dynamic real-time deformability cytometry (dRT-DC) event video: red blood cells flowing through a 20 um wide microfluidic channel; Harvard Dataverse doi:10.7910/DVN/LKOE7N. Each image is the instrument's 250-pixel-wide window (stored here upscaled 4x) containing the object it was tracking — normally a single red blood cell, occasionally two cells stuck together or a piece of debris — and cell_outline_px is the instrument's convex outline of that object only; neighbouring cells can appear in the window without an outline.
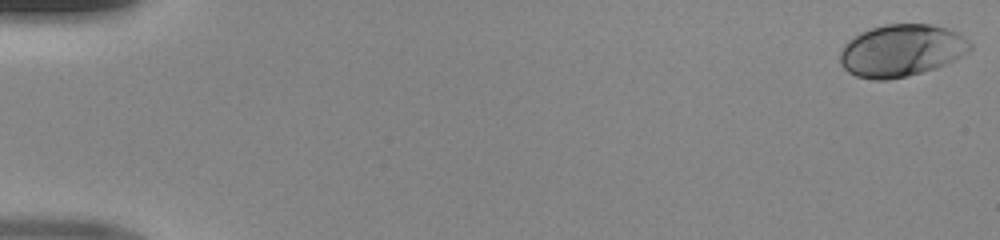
{"species": "human", "species_latin": "Homo sapiens", "temperature_condition": "room temperature", "stored_images_in_passage": 49, "camera_frame_rate_fps": 3000, "um_per_image_px": 0.085, "donor": {"sex": "male"}, "frame": {"image": 1, "passage_image": 1, "time_ms": 0.0, "image_size_px": [1000, 240], "cell_outline_px": [[972, 48], [968, 52], [936, 68], [908, 76], [888, 80], [872, 80], [856, 76], [848, 72], [840, 64], [840, 48], [848, 40], [860, 32], [884, 24], [932, 24], [948, 28], [956, 32], [968, 40], [972, 44]], "centroid_in_image_um": [76.59, 4.29], "position_along_channel_um": 8.4, "area_um2": 39.71}}
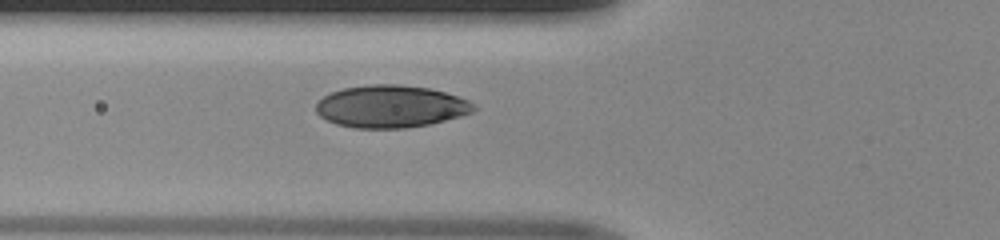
{"frame": {"image": 2, "passage_image": 19, "time_ms": 6.0, "image_size_px": [1000, 240], "cell_outline_px": [[476, 108], [472, 112], [460, 116], [428, 124], [404, 128], [356, 128], [336, 124], [320, 116], [316, 112], [316, 104], [324, 96], [332, 92], [344, 88], [372, 84], [400, 84], [428, 88], [444, 92], [468, 100]], "centroid_in_image_um": [33.19, 9.04], "position_along_channel_um": 92.6, "area_um2": 38.55}}
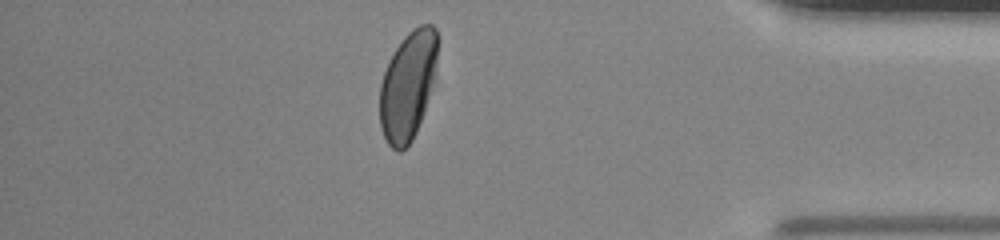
{"frame": {"image": 3, "passage_image": 43, "time_ms": 14.0, "image_size_px": [1000, 240], "cell_outline_px": [[436, 60], [432, 84], [424, 112], [416, 132], [412, 140], [400, 152], [396, 152], [388, 144], [380, 128], [380, 84], [388, 60], [404, 36], [412, 28], [420, 24], [432, 24], [436, 28]], "centroid_in_image_um": [34.64, 7.28], "position_along_channel_um": 400.6, "area_um2": 36.3}}